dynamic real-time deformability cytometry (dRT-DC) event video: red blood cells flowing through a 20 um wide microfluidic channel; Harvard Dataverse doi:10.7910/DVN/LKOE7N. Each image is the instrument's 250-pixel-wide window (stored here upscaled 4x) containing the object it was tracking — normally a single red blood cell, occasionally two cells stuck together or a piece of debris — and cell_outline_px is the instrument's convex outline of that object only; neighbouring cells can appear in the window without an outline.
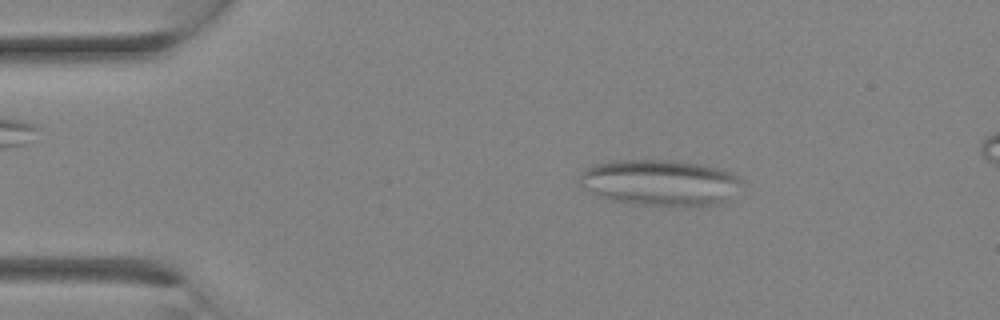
{"species": "Egyptian fruit bat (a non-hibernating species)", "species_latin": "Rousettus aegyptiacus", "temperature_condition": "room temperature", "stored_images_in_passage": 17, "camera_frame_rate_fps": 3000, "um_per_image_px": 0.085, "animal": {"sex": "female"}, "frame": {"image": 1, "passage_image": 4, "time_ms": 1.0, "image_size_px": [1000, 320], "cell_outline_px": [[744, 184], [724, 204], [696, 208], [632, 204], [612, 200], [596, 196], [584, 188], [580, 184], [580, 172], [596, 164], [612, 160], [680, 160], [720, 168], [736, 176]], "centroid_in_image_um": [56.16, 15.56], "position_along_channel_um": 28.8, "area_um2": 44.62}}
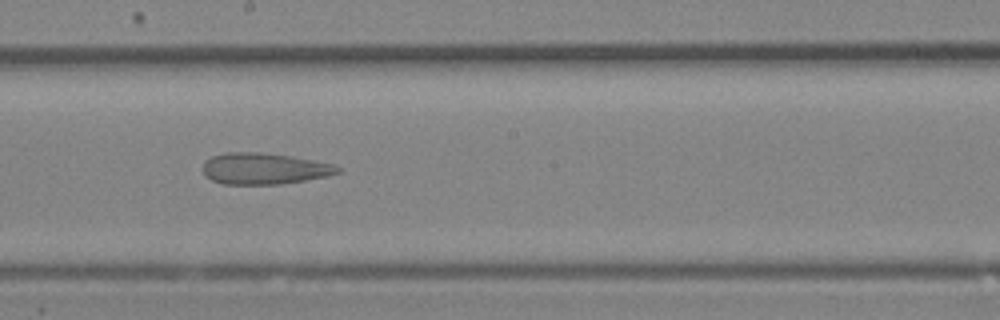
{"frame": {"image": 2, "passage_image": 14, "time_ms": 4.333, "image_size_px": [1000, 320], "cell_outline_px": [[340, 172], [328, 176], [280, 184], [220, 184], [204, 176], [204, 164], [212, 156], [224, 152], [260, 152], [292, 156], [332, 164], [340, 168]], "centroid_in_image_um": [22.44, 14.33], "position_along_channel_um": 225.8, "area_um2": 24.51}}
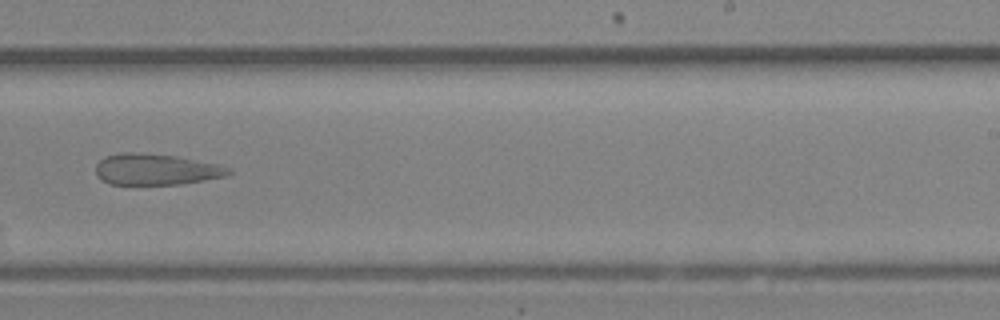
{"frame": {"image": 3, "passage_image": 16, "time_ms": 5.0, "image_size_px": [1000, 320], "cell_outline_px": [[232, 172], [228, 176], [180, 184], [112, 184], [96, 176], [96, 164], [104, 156], [120, 152], [132, 152], [180, 156], [216, 164], [232, 168]], "centroid_in_image_um": [13.28, 14.38], "position_along_channel_um": 275.7, "area_um2": 24.22}}